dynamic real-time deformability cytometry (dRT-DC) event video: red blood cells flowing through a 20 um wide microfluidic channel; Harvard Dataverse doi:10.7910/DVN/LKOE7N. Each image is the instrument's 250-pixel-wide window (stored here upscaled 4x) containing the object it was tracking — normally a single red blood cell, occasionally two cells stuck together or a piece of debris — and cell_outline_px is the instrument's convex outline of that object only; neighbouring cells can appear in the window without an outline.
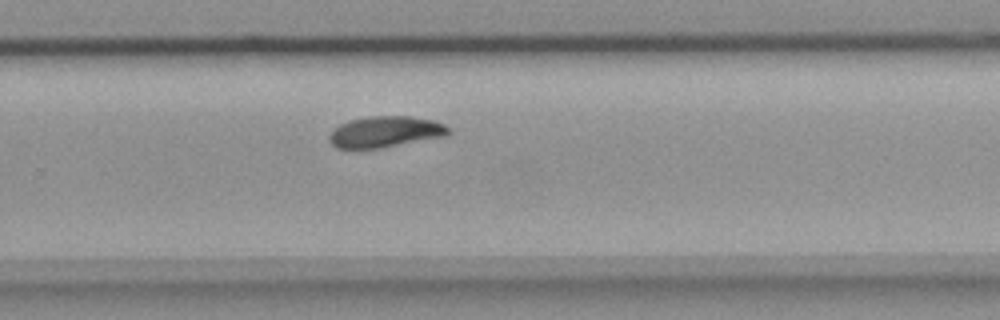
{"species": "common noctule bat (a hibernating species)", "species_latin": "Nyctalus noctula", "temperature_condition": "room temperature", "stored_images_in_passage": 7, "camera_frame_rate_fps": 3000, "um_per_image_px": 0.085, "animal": {"sex": "female", "body_mass_g": 18.4}, "frame": {"image": 1, "passage_image": 7, "time_ms": 2.0, "image_size_px": [1000, 320], "cell_outline_px": [[452, 132], [448, 136], [380, 148], [336, 148], [328, 140], [328, 136], [332, 128], [340, 124], [352, 120], [368, 116], [412, 116], [436, 120], [444, 124]], "centroid_in_image_um": [32.78, 11.2], "position_along_channel_um": 297.0, "area_um2": 21.91}}